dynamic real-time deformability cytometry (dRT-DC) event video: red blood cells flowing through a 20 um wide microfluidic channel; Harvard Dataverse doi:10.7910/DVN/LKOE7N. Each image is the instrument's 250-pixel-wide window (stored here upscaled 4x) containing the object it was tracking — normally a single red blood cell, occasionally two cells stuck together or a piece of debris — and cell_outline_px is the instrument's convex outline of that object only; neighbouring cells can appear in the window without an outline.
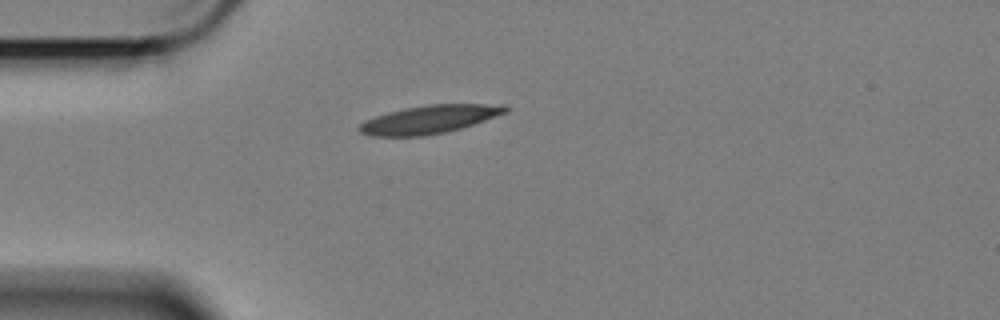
{"species": "Egyptian fruit bat (a non-hibernating species)", "species_latin": "Rousettus aegyptiacus", "temperature_condition": "cold", "stored_images_in_passage": 44, "camera_frame_rate_fps": 3000, "um_per_image_px": 0.085, "animal": {"sex": "female"}, "frame": {"image": 1, "passage_image": 1, "time_ms": 0.0, "image_size_px": [1000, 320], "cell_outline_px": [[512, 108], [508, 112], [448, 132], [424, 136], [372, 136], [360, 132], [356, 128], [364, 120], [388, 112], [404, 108], [428, 104], [508, 104]], "centroid_in_image_um": [36.52, 10.14], "position_along_channel_um": 48.5, "area_um2": 24.22}}
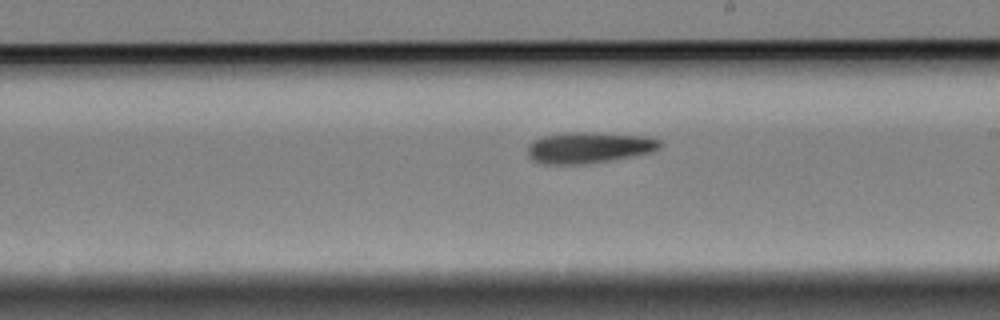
{"frame": {"image": 2, "passage_image": 19, "time_ms": 6.0, "image_size_px": [1000, 320], "cell_outline_px": [[660, 148], [652, 152], [608, 160], [584, 164], [540, 164], [532, 160], [528, 156], [528, 144], [532, 140], [540, 136], [564, 132], [588, 132], [644, 136], [660, 140]], "centroid_in_image_um": [49.97, 12.54], "position_along_channel_um": 239.0, "area_um2": 24.04}}
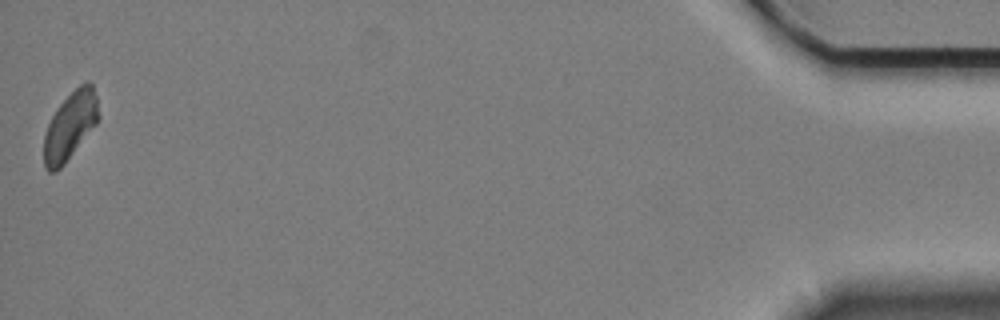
{"frame": {"image": 3, "passage_image": 44, "time_ms": 14.333, "image_size_px": [1000, 320], "cell_outline_px": [[100, 120], [64, 164], [56, 172], [48, 172], [44, 168], [44, 136], [48, 124], [56, 108], [84, 80], [88, 80], [92, 84], [96, 96], [100, 116]], "centroid_in_image_um": [5.98, 10.7], "position_along_channel_um": 429.2, "area_um2": 21.68}, "authors_computed_cell_mechanics": {"area_um2": 23.1778, "velocity_mm_per_s": 3.3817, "shape_relaxation_time_tau1_ms": 10.1879, "shape_relaxation_time_tau2_ms": null, "deformation_change_tau1": 0.1922, "deformation_change_tau2": null}}